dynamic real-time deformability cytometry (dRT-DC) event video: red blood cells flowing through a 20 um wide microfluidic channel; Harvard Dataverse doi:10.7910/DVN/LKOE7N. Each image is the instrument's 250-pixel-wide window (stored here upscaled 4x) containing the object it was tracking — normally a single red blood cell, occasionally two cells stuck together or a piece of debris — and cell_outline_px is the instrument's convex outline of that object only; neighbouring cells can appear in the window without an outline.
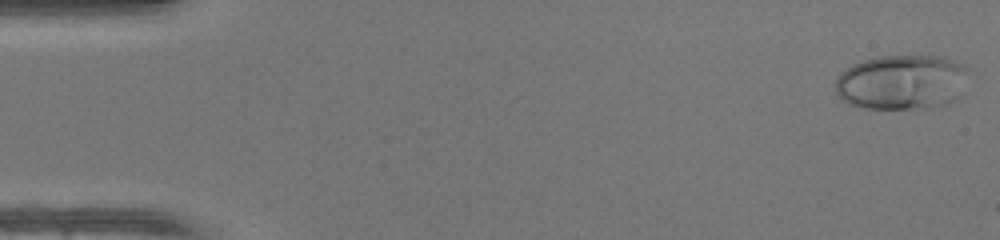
{"species": "human", "species_latin": "Homo sapiens", "temperature_condition": "warm", "stored_images_in_passage": 48, "camera_frame_rate_fps": 3000, "um_per_image_px": 0.085, "donor": {"sex": "female"}, "frame": {"image": 1, "passage_image": 1, "time_ms": 0.0, "image_size_px": [1000, 240], "cell_outline_px": [[968, 68], [960, 96], [956, 100], [948, 104], [936, 108], [860, 108], [848, 104], [836, 92], [836, 76], [840, 72], [852, 64], [864, 60], [880, 56], [944, 56], [956, 60], [964, 64]], "centroid_in_image_um": [76.67, 6.98], "position_along_channel_um": 8.3, "area_um2": 43.12}}
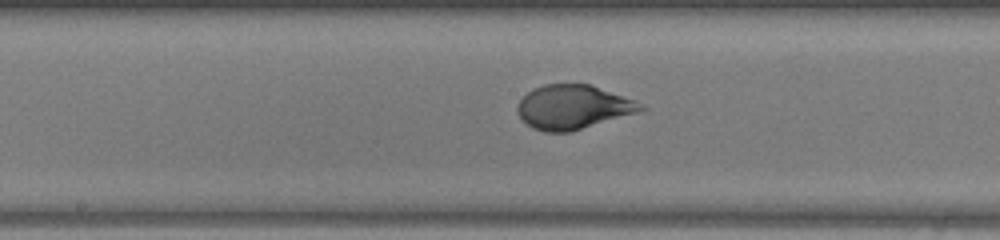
{"frame": {"image": 2, "passage_image": 25, "time_ms": 8.0, "image_size_px": [1000, 240], "cell_outline_px": [[648, 108], [636, 112], [572, 132], [544, 132], [532, 128], [516, 112], [516, 108], [520, 100], [532, 88], [544, 84], [592, 84], [636, 100]], "centroid_in_image_um": [48.71, 9.09], "position_along_channel_um": 199.5, "area_um2": 31.79}}
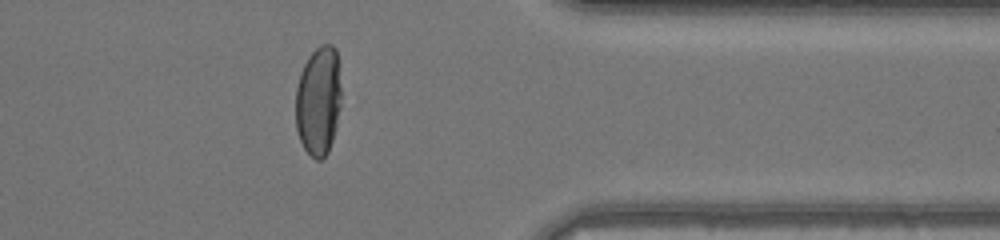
{"frame": {"image": 3, "passage_image": 39, "time_ms": 12.667, "image_size_px": [1000, 240], "cell_outline_px": [[340, 108], [332, 140], [328, 152], [320, 160], [316, 160], [304, 148], [300, 140], [296, 128], [296, 88], [300, 72], [308, 56], [320, 44], [332, 44], [336, 48], [340, 88]], "centroid_in_image_um": [27.05, 8.55], "position_along_channel_um": 384.3, "area_um2": 28.96}, "authors_computed_cell_mechanics": {"area_um2": 32.8593, "velocity_mm_per_s": 4.2606, "shape_relaxation_time_tau1_ms": 3.9157, "shape_relaxation_time_tau2_ms": null, "deformation_change_tau1": 0.2457, "deformation_change_tau2": null}}